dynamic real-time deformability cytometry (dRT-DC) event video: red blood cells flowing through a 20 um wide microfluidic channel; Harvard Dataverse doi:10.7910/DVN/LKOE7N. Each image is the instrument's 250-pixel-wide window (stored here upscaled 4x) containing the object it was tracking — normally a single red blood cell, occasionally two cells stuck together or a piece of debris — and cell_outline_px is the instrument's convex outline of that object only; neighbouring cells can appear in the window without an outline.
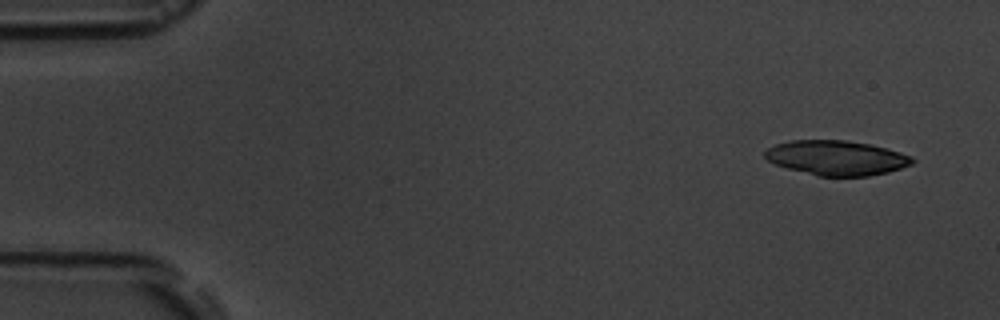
{"species": "common noctule bat (a hibernating species)", "species_latin": "Nyctalus noctula", "temperature_condition": "room temperature", "stored_images_in_passage": 5, "camera_frame_rate_fps": 3000, "um_per_image_px": 0.085, "animal": {"sex": "male", "body_mass_g": 19.5, "forearm_length_mm": 54.6}, "frame": {"image": 1, "passage_image": 1, "time_ms": 0.0, "image_size_px": [1000, 320], "cell_outline_px": [[916, 160], [912, 164], [888, 172], [868, 176], [816, 176], [788, 168], [776, 164], [768, 160], [764, 156], [764, 152], [768, 148], [776, 144], [792, 140], [844, 140], [868, 144], [900, 152], [912, 156]], "centroid_in_image_um": [71.11, 13.42], "position_along_channel_um": 13.9, "area_um2": 29.65}}